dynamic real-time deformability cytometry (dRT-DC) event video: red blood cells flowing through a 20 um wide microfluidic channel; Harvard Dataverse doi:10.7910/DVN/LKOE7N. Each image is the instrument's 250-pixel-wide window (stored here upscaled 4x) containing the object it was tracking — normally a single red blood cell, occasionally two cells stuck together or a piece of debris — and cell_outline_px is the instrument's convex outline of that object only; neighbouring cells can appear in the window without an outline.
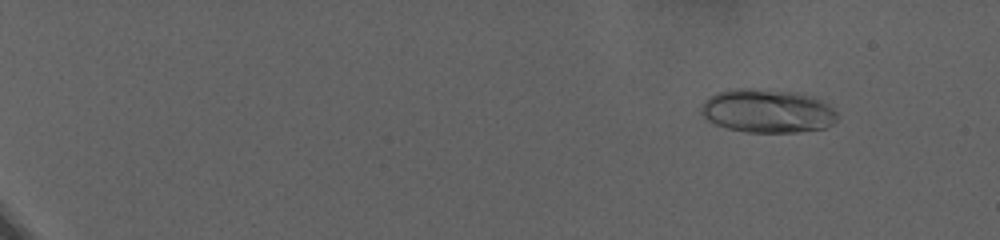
{"species": "human", "species_latin": "Homo sapiens", "temperature_condition": "warm", "stored_images_in_passage": 73, "camera_frame_rate_fps": 3000, "um_per_image_px": 0.085, "donor": {"sex": "female"}, "frame": {"image": 1, "passage_image": 8, "time_ms": 2.333, "image_size_px": [1000, 240], "cell_outline_px": [[836, 120], [832, 124], [824, 128], [796, 132], [748, 132], [728, 128], [716, 124], [708, 120], [700, 112], [700, 108], [704, 100], [708, 96], [716, 92], [728, 88], [752, 88], [796, 92], [812, 96], [820, 100], [832, 108], [836, 112]], "centroid_in_image_um": [65.18, 9.41], "position_along_channel_um": 19.8, "area_um2": 34.68}}
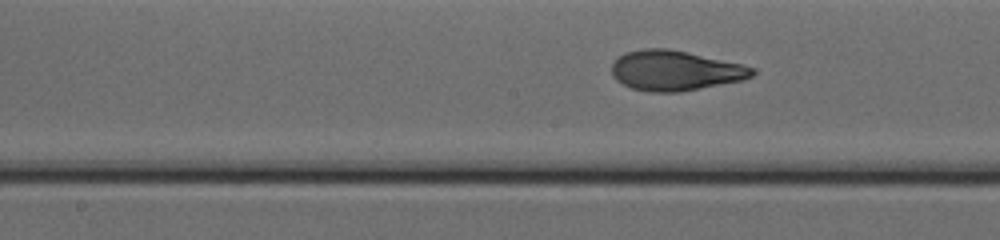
{"frame": {"image": 2, "passage_image": 47, "time_ms": 15.333, "image_size_px": [1000, 240], "cell_outline_px": [[756, 72], [752, 76], [740, 80], [680, 92], [648, 92], [632, 88], [616, 80], [612, 76], [612, 64], [624, 52], [644, 48], [668, 48], [688, 52], [740, 64], [756, 68]], "centroid_in_image_um": [57.35, 5.99], "position_along_channel_um": 190.8, "area_um2": 32.6}}
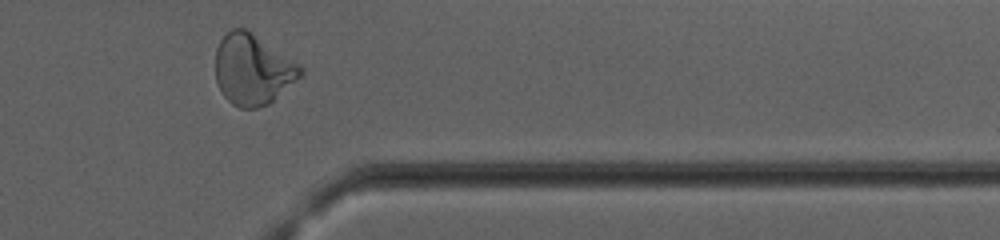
{"frame": {"image": 3, "passage_image": 69, "time_ms": 22.667, "image_size_px": [1000, 240], "cell_outline_px": [[304, 76], [268, 104], [256, 108], [240, 108], [232, 104], [224, 96], [216, 80], [216, 48], [220, 40], [232, 28], [244, 28], [300, 64], [304, 68]], "centroid_in_image_um": [21.51, 5.93], "position_along_channel_um": 389.9, "area_um2": 34.91}, "authors_computed_cell_mechanics": {"area_um2": 32.1946, "velocity_mm_per_s": 2.7544, "shape_relaxation_time_tau1_ms": 6.4627, "shape_relaxation_time_tau2_ms": 1.2355, "deformation_change_tau1": 0.2365, "deformation_change_tau2": 0.0693}}